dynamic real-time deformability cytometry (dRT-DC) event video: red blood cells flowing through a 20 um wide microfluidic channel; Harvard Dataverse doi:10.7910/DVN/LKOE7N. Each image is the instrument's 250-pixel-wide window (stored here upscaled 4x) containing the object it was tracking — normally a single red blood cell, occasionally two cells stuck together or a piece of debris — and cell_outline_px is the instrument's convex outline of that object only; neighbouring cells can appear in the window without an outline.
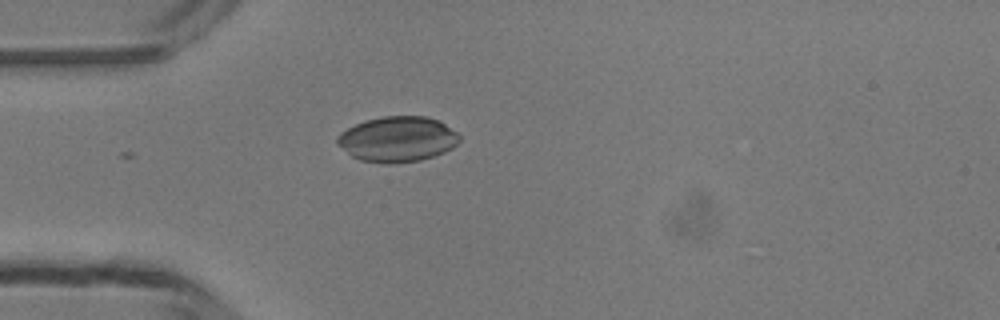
{"species": "common noctule bat (a hibernating species)", "species_latin": "Nyctalus noctula", "temperature_condition": "room temperature", "stored_images_in_passage": 13, "camera_frame_rate_fps": 3000, "um_per_image_px": 0.085, "animal": {"sex": "male", "body_mass_g": 13.3}, "frame": {"image": 1, "passage_image": 2, "time_ms": 0.333, "image_size_px": [1000, 320], "cell_outline_px": [[460, 140], [452, 148], [444, 152], [420, 160], [392, 164], [384, 164], [360, 160], [352, 156], [336, 144], [336, 136], [340, 132], [364, 120], [384, 116], [428, 116], [440, 120], [456, 132], [460, 136]], "centroid_in_image_um": [33.77, 11.82], "position_along_channel_um": 51.2, "area_um2": 32.54}}
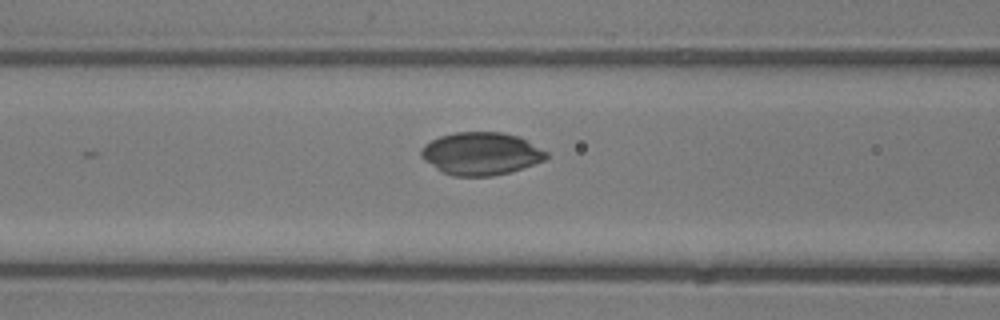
{"frame": {"image": 2, "passage_image": 8, "time_ms": 2.333, "image_size_px": [1000, 320], "cell_outline_px": [[548, 156], [544, 160], [508, 172], [492, 176], [452, 176], [436, 168], [424, 160], [420, 156], [420, 152], [424, 144], [440, 136], [456, 132], [504, 132], [520, 136], [548, 152]], "centroid_in_image_um": [40.88, 13.04], "position_along_channel_um": 125.7, "area_um2": 31.04}}
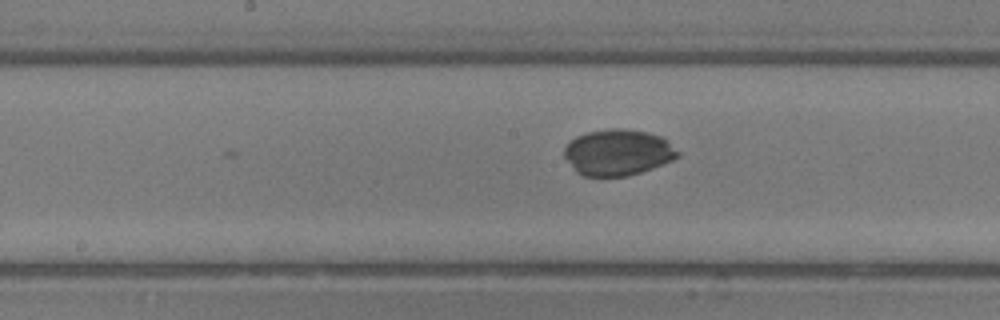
{"frame": {"image": 3, "passage_image": 13, "time_ms": 4.0, "image_size_px": [1000, 320], "cell_outline_px": [[680, 156], [672, 160], [652, 168], [628, 176], [584, 176], [576, 172], [564, 156], [564, 148], [576, 136], [588, 132], [612, 128], [624, 128], [644, 132], [660, 136], [680, 152]], "centroid_in_image_um": [52.51, 12.96], "position_along_channel_um": 195.7, "area_um2": 30.23}}